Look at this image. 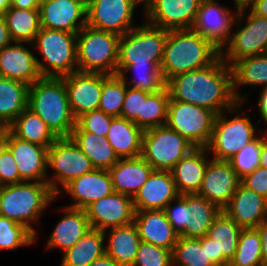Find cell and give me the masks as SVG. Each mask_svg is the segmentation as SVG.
<instances>
[{
    "mask_svg": "<svg viewBox=\"0 0 267 266\" xmlns=\"http://www.w3.org/2000/svg\"><path fill=\"white\" fill-rule=\"evenodd\" d=\"M9 138V126H0V157L7 150Z\"/></svg>",
    "mask_w": 267,
    "mask_h": 266,
    "instance_id": "cell-56",
    "label": "cell"
},
{
    "mask_svg": "<svg viewBox=\"0 0 267 266\" xmlns=\"http://www.w3.org/2000/svg\"><path fill=\"white\" fill-rule=\"evenodd\" d=\"M216 114L209 109L172 100L168 104L166 126L194 147H206L210 141Z\"/></svg>",
    "mask_w": 267,
    "mask_h": 266,
    "instance_id": "cell-11",
    "label": "cell"
},
{
    "mask_svg": "<svg viewBox=\"0 0 267 266\" xmlns=\"http://www.w3.org/2000/svg\"><path fill=\"white\" fill-rule=\"evenodd\" d=\"M245 5L247 10H251L260 17L267 18V0H248Z\"/></svg>",
    "mask_w": 267,
    "mask_h": 266,
    "instance_id": "cell-51",
    "label": "cell"
},
{
    "mask_svg": "<svg viewBox=\"0 0 267 266\" xmlns=\"http://www.w3.org/2000/svg\"><path fill=\"white\" fill-rule=\"evenodd\" d=\"M138 116H142V90L127 86L121 117L134 121Z\"/></svg>",
    "mask_w": 267,
    "mask_h": 266,
    "instance_id": "cell-48",
    "label": "cell"
},
{
    "mask_svg": "<svg viewBox=\"0 0 267 266\" xmlns=\"http://www.w3.org/2000/svg\"><path fill=\"white\" fill-rule=\"evenodd\" d=\"M206 253H207V258L210 260V262L214 266H217L216 248L213 243V239H210L207 235H206Z\"/></svg>",
    "mask_w": 267,
    "mask_h": 266,
    "instance_id": "cell-57",
    "label": "cell"
},
{
    "mask_svg": "<svg viewBox=\"0 0 267 266\" xmlns=\"http://www.w3.org/2000/svg\"><path fill=\"white\" fill-rule=\"evenodd\" d=\"M261 236V252L264 266H267V218L257 227Z\"/></svg>",
    "mask_w": 267,
    "mask_h": 266,
    "instance_id": "cell-53",
    "label": "cell"
},
{
    "mask_svg": "<svg viewBox=\"0 0 267 266\" xmlns=\"http://www.w3.org/2000/svg\"><path fill=\"white\" fill-rule=\"evenodd\" d=\"M132 266H173L172 251L141 241Z\"/></svg>",
    "mask_w": 267,
    "mask_h": 266,
    "instance_id": "cell-46",
    "label": "cell"
},
{
    "mask_svg": "<svg viewBox=\"0 0 267 266\" xmlns=\"http://www.w3.org/2000/svg\"><path fill=\"white\" fill-rule=\"evenodd\" d=\"M245 11L247 6L240 4L234 21L240 25L239 29L231 34L225 45L227 47L221 50L222 59L230 67L242 58L267 53V18L260 17L251 10L246 16ZM245 18L247 22L242 26Z\"/></svg>",
    "mask_w": 267,
    "mask_h": 266,
    "instance_id": "cell-9",
    "label": "cell"
},
{
    "mask_svg": "<svg viewBox=\"0 0 267 266\" xmlns=\"http://www.w3.org/2000/svg\"><path fill=\"white\" fill-rule=\"evenodd\" d=\"M88 266H121L113 258L108 255H104L99 259L94 260Z\"/></svg>",
    "mask_w": 267,
    "mask_h": 266,
    "instance_id": "cell-58",
    "label": "cell"
},
{
    "mask_svg": "<svg viewBox=\"0 0 267 266\" xmlns=\"http://www.w3.org/2000/svg\"><path fill=\"white\" fill-rule=\"evenodd\" d=\"M113 118L100 110L84 113L76 119L72 132H90L106 138Z\"/></svg>",
    "mask_w": 267,
    "mask_h": 266,
    "instance_id": "cell-47",
    "label": "cell"
},
{
    "mask_svg": "<svg viewBox=\"0 0 267 266\" xmlns=\"http://www.w3.org/2000/svg\"><path fill=\"white\" fill-rule=\"evenodd\" d=\"M61 190L68 193L74 203L67 206L76 209H85L92 202L113 194L114 188L111 175L105 169L92 171L71 180Z\"/></svg>",
    "mask_w": 267,
    "mask_h": 266,
    "instance_id": "cell-22",
    "label": "cell"
},
{
    "mask_svg": "<svg viewBox=\"0 0 267 266\" xmlns=\"http://www.w3.org/2000/svg\"><path fill=\"white\" fill-rule=\"evenodd\" d=\"M241 184L267 199V168L258 167L241 179Z\"/></svg>",
    "mask_w": 267,
    "mask_h": 266,
    "instance_id": "cell-50",
    "label": "cell"
},
{
    "mask_svg": "<svg viewBox=\"0 0 267 266\" xmlns=\"http://www.w3.org/2000/svg\"><path fill=\"white\" fill-rule=\"evenodd\" d=\"M47 167L54 171L47 183L56 197L71 180L95 169L70 137H60L48 148Z\"/></svg>",
    "mask_w": 267,
    "mask_h": 266,
    "instance_id": "cell-13",
    "label": "cell"
},
{
    "mask_svg": "<svg viewBox=\"0 0 267 266\" xmlns=\"http://www.w3.org/2000/svg\"><path fill=\"white\" fill-rule=\"evenodd\" d=\"M17 163L7 149L0 157V186L23 182Z\"/></svg>",
    "mask_w": 267,
    "mask_h": 266,
    "instance_id": "cell-49",
    "label": "cell"
},
{
    "mask_svg": "<svg viewBox=\"0 0 267 266\" xmlns=\"http://www.w3.org/2000/svg\"><path fill=\"white\" fill-rule=\"evenodd\" d=\"M228 266H264L261 236L257 228H243L236 252Z\"/></svg>",
    "mask_w": 267,
    "mask_h": 266,
    "instance_id": "cell-41",
    "label": "cell"
},
{
    "mask_svg": "<svg viewBox=\"0 0 267 266\" xmlns=\"http://www.w3.org/2000/svg\"><path fill=\"white\" fill-rule=\"evenodd\" d=\"M195 147L166 125L144 131L141 157L153 170L171 171Z\"/></svg>",
    "mask_w": 267,
    "mask_h": 266,
    "instance_id": "cell-10",
    "label": "cell"
},
{
    "mask_svg": "<svg viewBox=\"0 0 267 266\" xmlns=\"http://www.w3.org/2000/svg\"><path fill=\"white\" fill-rule=\"evenodd\" d=\"M9 7L10 0H0V15H3Z\"/></svg>",
    "mask_w": 267,
    "mask_h": 266,
    "instance_id": "cell-60",
    "label": "cell"
},
{
    "mask_svg": "<svg viewBox=\"0 0 267 266\" xmlns=\"http://www.w3.org/2000/svg\"><path fill=\"white\" fill-rule=\"evenodd\" d=\"M221 50L193 29L168 30L160 69L165 82L212 64Z\"/></svg>",
    "mask_w": 267,
    "mask_h": 266,
    "instance_id": "cell-2",
    "label": "cell"
},
{
    "mask_svg": "<svg viewBox=\"0 0 267 266\" xmlns=\"http://www.w3.org/2000/svg\"><path fill=\"white\" fill-rule=\"evenodd\" d=\"M109 173L116 193L132 198L146 183L153 168L141 157L120 159Z\"/></svg>",
    "mask_w": 267,
    "mask_h": 266,
    "instance_id": "cell-28",
    "label": "cell"
},
{
    "mask_svg": "<svg viewBox=\"0 0 267 266\" xmlns=\"http://www.w3.org/2000/svg\"><path fill=\"white\" fill-rule=\"evenodd\" d=\"M202 0H145V20L166 30L192 29Z\"/></svg>",
    "mask_w": 267,
    "mask_h": 266,
    "instance_id": "cell-15",
    "label": "cell"
},
{
    "mask_svg": "<svg viewBox=\"0 0 267 266\" xmlns=\"http://www.w3.org/2000/svg\"><path fill=\"white\" fill-rule=\"evenodd\" d=\"M173 266H214L207 258L206 236H179L172 250Z\"/></svg>",
    "mask_w": 267,
    "mask_h": 266,
    "instance_id": "cell-40",
    "label": "cell"
},
{
    "mask_svg": "<svg viewBox=\"0 0 267 266\" xmlns=\"http://www.w3.org/2000/svg\"><path fill=\"white\" fill-rule=\"evenodd\" d=\"M222 211L242 228H257L267 218V199L240 184Z\"/></svg>",
    "mask_w": 267,
    "mask_h": 266,
    "instance_id": "cell-25",
    "label": "cell"
},
{
    "mask_svg": "<svg viewBox=\"0 0 267 266\" xmlns=\"http://www.w3.org/2000/svg\"><path fill=\"white\" fill-rule=\"evenodd\" d=\"M41 0H10V6L18 9H39Z\"/></svg>",
    "mask_w": 267,
    "mask_h": 266,
    "instance_id": "cell-54",
    "label": "cell"
},
{
    "mask_svg": "<svg viewBox=\"0 0 267 266\" xmlns=\"http://www.w3.org/2000/svg\"><path fill=\"white\" fill-rule=\"evenodd\" d=\"M55 198L48 183L23 181L3 185L0 186V216L23 225L37 237L31 222H38L42 212Z\"/></svg>",
    "mask_w": 267,
    "mask_h": 266,
    "instance_id": "cell-4",
    "label": "cell"
},
{
    "mask_svg": "<svg viewBox=\"0 0 267 266\" xmlns=\"http://www.w3.org/2000/svg\"><path fill=\"white\" fill-rule=\"evenodd\" d=\"M248 0H234V3L245 4Z\"/></svg>",
    "mask_w": 267,
    "mask_h": 266,
    "instance_id": "cell-61",
    "label": "cell"
},
{
    "mask_svg": "<svg viewBox=\"0 0 267 266\" xmlns=\"http://www.w3.org/2000/svg\"><path fill=\"white\" fill-rule=\"evenodd\" d=\"M62 78L75 119L84 113L98 110L102 93V73L77 71Z\"/></svg>",
    "mask_w": 267,
    "mask_h": 266,
    "instance_id": "cell-20",
    "label": "cell"
},
{
    "mask_svg": "<svg viewBox=\"0 0 267 266\" xmlns=\"http://www.w3.org/2000/svg\"><path fill=\"white\" fill-rule=\"evenodd\" d=\"M69 137L90 159L95 169L109 170L120 160L105 137L90 132H71Z\"/></svg>",
    "mask_w": 267,
    "mask_h": 266,
    "instance_id": "cell-35",
    "label": "cell"
},
{
    "mask_svg": "<svg viewBox=\"0 0 267 266\" xmlns=\"http://www.w3.org/2000/svg\"><path fill=\"white\" fill-rule=\"evenodd\" d=\"M9 128L17 138L47 148L58 139L39 115L28 108L9 125Z\"/></svg>",
    "mask_w": 267,
    "mask_h": 266,
    "instance_id": "cell-37",
    "label": "cell"
},
{
    "mask_svg": "<svg viewBox=\"0 0 267 266\" xmlns=\"http://www.w3.org/2000/svg\"><path fill=\"white\" fill-rule=\"evenodd\" d=\"M85 211L91 229L104 232L133 223L136 213L133 198L116 192L92 202Z\"/></svg>",
    "mask_w": 267,
    "mask_h": 266,
    "instance_id": "cell-16",
    "label": "cell"
},
{
    "mask_svg": "<svg viewBox=\"0 0 267 266\" xmlns=\"http://www.w3.org/2000/svg\"><path fill=\"white\" fill-rule=\"evenodd\" d=\"M39 12L43 28L77 34L87 25L86 0H41Z\"/></svg>",
    "mask_w": 267,
    "mask_h": 266,
    "instance_id": "cell-18",
    "label": "cell"
},
{
    "mask_svg": "<svg viewBox=\"0 0 267 266\" xmlns=\"http://www.w3.org/2000/svg\"><path fill=\"white\" fill-rule=\"evenodd\" d=\"M33 43L43 59L36 58L42 77L62 78L78 71L77 34L41 27Z\"/></svg>",
    "mask_w": 267,
    "mask_h": 266,
    "instance_id": "cell-5",
    "label": "cell"
},
{
    "mask_svg": "<svg viewBox=\"0 0 267 266\" xmlns=\"http://www.w3.org/2000/svg\"><path fill=\"white\" fill-rule=\"evenodd\" d=\"M173 203L175 206L171 205ZM216 205L197 194L179 195L164 212L178 236L201 238L207 235L213 220L221 212Z\"/></svg>",
    "mask_w": 267,
    "mask_h": 266,
    "instance_id": "cell-8",
    "label": "cell"
},
{
    "mask_svg": "<svg viewBox=\"0 0 267 266\" xmlns=\"http://www.w3.org/2000/svg\"><path fill=\"white\" fill-rule=\"evenodd\" d=\"M266 138V134L261 133V136L259 135L229 160L232 169L241 179L260 167L262 144Z\"/></svg>",
    "mask_w": 267,
    "mask_h": 266,
    "instance_id": "cell-44",
    "label": "cell"
},
{
    "mask_svg": "<svg viewBox=\"0 0 267 266\" xmlns=\"http://www.w3.org/2000/svg\"><path fill=\"white\" fill-rule=\"evenodd\" d=\"M142 0H88L87 25L98 30L124 35L134 28L133 15Z\"/></svg>",
    "mask_w": 267,
    "mask_h": 266,
    "instance_id": "cell-14",
    "label": "cell"
},
{
    "mask_svg": "<svg viewBox=\"0 0 267 266\" xmlns=\"http://www.w3.org/2000/svg\"><path fill=\"white\" fill-rule=\"evenodd\" d=\"M260 166L267 168V138L263 141L262 144Z\"/></svg>",
    "mask_w": 267,
    "mask_h": 266,
    "instance_id": "cell-59",
    "label": "cell"
},
{
    "mask_svg": "<svg viewBox=\"0 0 267 266\" xmlns=\"http://www.w3.org/2000/svg\"><path fill=\"white\" fill-rule=\"evenodd\" d=\"M208 154L206 147H195L171 170L180 195L198 193L210 161L206 157Z\"/></svg>",
    "mask_w": 267,
    "mask_h": 266,
    "instance_id": "cell-27",
    "label": "cell"
},
{
    "mask_svg": "<svg viewBox=\"0 0 267 266\" xmlns=\"http://www.w3.org/2000/svg\"><path fill=\"white\" fill-rule=\"evenodd\" d=\"M242 227L230 219L223 211L213 220L207 236L213 239L216 248L217 266H228L233 258Z\"/></svg>",
    "mask_w": 267,
    "mask_h": 266,
    "instance_id": "cell-31",
    "label": "cell"
},
{
    "mask_svg": "<svg viewBox=\"0 0 267 266\" xmlns=\"http://www.w3.org/2000/svg\"><path fill=\"white\" fill-rule=\"evenodd\" d=\"M104 231L90 229L73 247L63 252L61 266H88L106 254Z\"/></svg>",
    "mask_w": 267,
    "mask_h": 266,
    "instance_id": "cell-36",
    "label": "cell"
},
{
    "mask_svg": "<svg viewBox=\"0 0 267 266\" xmlns=\"http://www.w3.org/2000/svg\"><path fill=\"white\" fill-rule=\"evenodd\" d=\"M36 237L23 225L0 216V250H17L35 242Z\"/></svg>",
    "mask_w": 267,
    "mask_h": 266,
    "instance_id": "cell-45",
    "label": "cell"
},
{
    "mask_svg": "<svg viewBox=\"0 0 267 266\" xmlns=\"http://www.w3.org/2000/svg\"><path fill=\"white\" fill-rule=\"evenodd\" d=\"M144 131L133 121L123 117H114L106 139L119 159L135 158L142 153V136Z\"/></svg>",
    "mask_w": 267,
    "mask_h": 266,
    "instance_id": "cell-30",
    "label": "cell"
},
{
    "mask_svg": "<svg viewBox=\"0 0 267 266\" xmlns=\"http://www.w3.org/2000/svg\"><path fill=\"white\" fill-rule=\"evenodd\" d=\"M240 184L241 178L232 169L229 161L210 159L197 195L223 210Z\"/></svg>",
    "mask_w": 267,
    "mask_h": 266,
    "instance_id": "cell-19",
    "label": "cell"
},
{
    "mask_svg": "<svg viewBox=\"0 0 267 266\" xmlns=\"http://www.w3.org/2000/svg\"><path fill=\"white\" fill-rule=\"evenodd\" d=\"M133 222L141 241L173 250L179 236L168 221L164 210L138 211Z\"/></svg>",
    "mask_w": 267,
    "mask_h": 266,
    "instance_id": "cell-26",
    "label": "cell"
},
{
    "mask_svg": "<svg viewBox=\"0 0 267 266\" xmlns=\"http://www.w3.org/2000/svg\"><path fill=\"white\" fill-rule=\"evenodd\" d=\"M169 101L170 94L166 86L156 93L142 90V116H138L133 122L143 131L164 126L167 121Z\"/></svg>",
    "mask_w": 267,
    "mask_h": 266,
    "instance_id": "cell-39",
    "label": "cell"
},
{
    "mask_svg": "<svg viewBox=\"0 0 267 266\" xmlns=\"http://www.w3.org/2000/svg\"><path fill=\"white\" fill-rule=\"evenodd\" d=\"M258 100L260 116L267 123V87L262 88Z\"/></svg>",
    "mask_w": 267,
    "mask_h": 266,
    "instance_id": "cell-55",
    "label": "cell"
},
{
    "mask_svg": "<svg viewBox=\"0 0 267 266\" xmlns=\"http://www.w3.org/2000/svg\"><path fill=\"white\" fill-rule=\"evenodd\" d=\"M106 255L113 258L121 266H132L141 239L136 225L133 223L109 229Z\"/></svg>",
    "mask_w": 267,
    "mask_h": 266,
    "instance_id": "cell-32",
    "label": "cell"
},
{
    "mask_svg": "<svg viewBox=\"0 0 267 266\" xmlns=\"http://www.w3.org/2000/svg\"><path fill=\"white\" fill-rule=\"evenodd\" d=\"M132 70L136 72L135 77L138 78H132L131 81L129 80L130 83H128L126 79L128 76L125 73ZM120 76L124 79L128 87L149 93H156L166 86L161 69L156 64L129 65ZM131 82L133 84L132 86Z\"/></svg>",
    "mask_w": 267,
    "mask_h": 266,
    "instance_id": "cell-43",
    "label": "cell"
},
{
    "mask_svg": "<svg viewBox=\"0 0 267 266\" xmlns=\"http://www.w3.org/2000/svg\"><path fill=\"white\" fill-rule=\"evenodd\" d=\"M233 93L238 102L246 100L240 96L238 87L243 85H263L267 87V53L242 58L232 66Z\"/></svg>",
    "mask_w": 267,
    "mask_h": 266,
    "instance_id": "cell-33",
    "label": "cell"
},
{
    "mask_svg": "<svg viewBox=\"0 0 267 266\" xmlns=\"http://www.w3.org/2000/svg\"><path fill=\"white\" fill-rule=\"evenodd\" d=\"M7 149L16 161L19 176L24 181L47 183V147L21 140L10 131Z\"/></svg>",
    "mask_w": 267,
    "mask_h": 266,
    "instance_id": "cell-21",
    "label": "cell"
},
{
    "mask_svg": "<svg viewBox=\"0 0 267 266\" xmlns=\"http://www.w3.org/2000/svg\"><path fill=\"white\" fill-rule=\"evenodd\" d=\"M29 85L0 76V126H9L28 104Z\"/></svg>",
    "mask_w": 267,
    "mask_h": 266,
    "instance_id": "cell-34",
    "label": "cell"
},
{
    "mask_svg": "<svg viewBox=\"0 0 267 266\" xmlns=\"http://www.w3.org/2000/svg\"><path fill=\"white\" fill-rule=\"evenodd\" d=\"M14 42L32 43L41 29L39 9H18L10 6L3 14Z\"/></svg>",
    "mask_w": 267,
    "mask_h": 266,
    "instance_id": "cell-38",
    "label": "cell"
},
{
    "mask_svg": "<svg viewBox=\"0 0 267 266\" xmlns=\"http://www.w3.org/2000/svg\"><path fill=\"white\" fill-rule=\"evenodd\" d=\"M27 108L58 137H69L76 126L63 78L41 77L28 90Z\"/></svg>",
    "mask_w": 267,
    "mask_h": 266,
    "instance_id": "cell-3",
    "label": "cell"
},
{
    "mask_svg": "<svg viewBox=\"0 0 267 266\" xmlns=\"http://www.w3.org/2000/svg\"><path fill=\"white\" fill-rule=\"evenodd\" d=\"M66 215L59 220L47 241L46 249L73 247L90 229L85 209L65 207Z\"/></svg>",
    "mask_w": 267,
    "mask_h": 266,
    "instance_id": "cell-29",
    "label": "cell"
},
{
    "mask_svg": "<svg viewBox=\"0 0 267 266\" xmlns=\"http://www.w3.org/2000/svg\"><path fill=\"white\" fill-rule=\"evenodd\" d=\"M170 98L212 110L216 115L240 111L233 93L231 67L221 55L210 65L178 74L166 82Z\"/></svg>",
    "mask_w": 267,
    "mask_h": 266,
    "instance_id": "cell-1",
    "label": "cell"
},
{
    "mask_svg": "<svg viewBox=\"0 0 267 266\" xmlns=\"http://www.w3.org/2000/svg\"><path fill=\"white\" fill-rule=\"evenodd\" d=\"M180 194L171 171L153 170L133 198L135 211L164 210Z\"/></svg>",
    "mask_w": 267,
    "mask_h": 266,
    "instance_id": "cell-23",
    "label": "cell"
},
{
    "mask_svg": "<svg viewBox=\"0 0 267 266\" xmlns=\"http://www.w3.org/2000/svg\"><path fill=\"white\" fill-rule=\"evenodd\" d=\"M220 5L216 0H202L192 29L222 50L230 40L240 3H235V14Z\"/></svg>",
    "mask_w": 267,
    "mask_h": 266,
    "instance_id": "cell-17",
    "label": "cell"
},
{
    "mask_svg": "<svg viewBox=\"0 0 267 266\" xmlns=\"http://www.w3.org/2000/svg\"><path fill=\"white\" fill-rule=\"evenodd\" d=\"M23 44L14 42L0 51V76L31 86L42 76L38 69L37 57Z\"/></svg>",
    "mask_w": 267,
    "mask_h": 266,
    "instance_id": "cell-24",
    "label": "cell"
},
{
    "mask_svg": "<svg viewBox=\"0 0 267 266\" xmlns=\"http://www.w3.org/2000/svg\"><path fill=\"white\" fill-rule=\"evenodd\" d=\"M126 90L127 84L120 75L102 73V93L98 110L113 117H121Z\"/></svg>",
    "mask_w": 267,
    "mask_h": 266,
    "instance_id": "cell-42",
    "label": "cell"
},
{
    "mask_svg": "<svg viewBox=\"0 0 267 266\" xmlns=\"http://www.w3.org/2000/svg\"><path fill=\"white\" fill-rule=\"evenodd\" d=\"M225 112L227 111L216 115L206 149L209 155L213 153L212 159L229 161L259 135L255 134V125L251 123L249 117L237 113L238 115L228 119L225 117Z\"/></svg>",
    "mask_w": 267,
    "mask_h": 266,
    "instance_id": "cell-12",
    "label": "cell"
},
{
    "mask_svg": "<svg viewBox=\"0 0 267 266\" xmlns=\"http://www.w3.org/2000/svg\"><path fill=\"white\" fill-rule=\"evenodd\" d=\"M167 36L168 30L147 22L120 36L116 74L129 65L156 64L160 68Z\"/></svg>",
    "mask_w": 267,
    "mask_h": 266,
    "instance_id": "cell-6",
    "label": "cell"
},
{
    "mask_svg": "<svg viewBox=\"0 0 267 266\" xmlns=\"http://www.w3.org/2000/svg\"><path fill=\"white\" fill-rule=\"evenodd\" d=\"M11 43H13V40L6 25L5 18L3 15H0V51Z\"/></svg>",
    "mask_w": 267,
    "mask_h": 266,
    "instance_id": "cell-52",
    "label": "cell"
},
{
    "mask_svg": "<svg viewBox=\"0 0 267 266\" xmlns=\"http://www.w3.org/2000/svg\"><path fill=\"white\" fill-rule=\"evenodd\" d=\"M120 36L85 25L77 33L80 72L116 74Z\"/></svg>",
    "mask_w": 267,
    "mask_h": 266,
    "instance_id": "cell-7",
    "label": "cell"
}]
</instances>
